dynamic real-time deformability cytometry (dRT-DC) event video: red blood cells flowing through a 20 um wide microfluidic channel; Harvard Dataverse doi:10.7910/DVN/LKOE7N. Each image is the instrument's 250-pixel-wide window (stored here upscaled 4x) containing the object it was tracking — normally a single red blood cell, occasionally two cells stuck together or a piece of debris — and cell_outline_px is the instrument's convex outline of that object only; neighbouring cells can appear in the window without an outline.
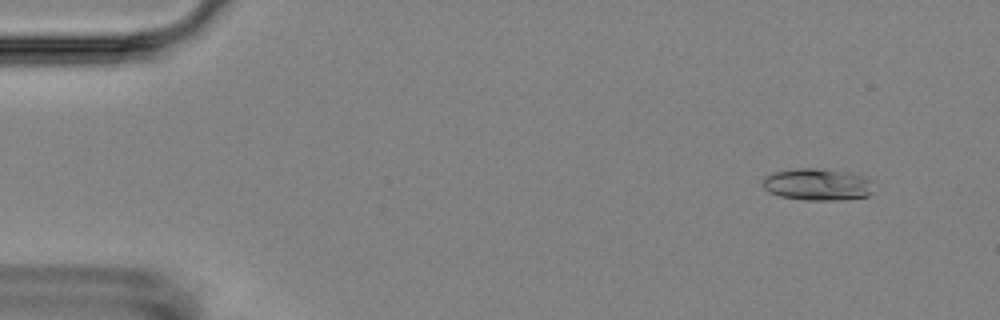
{"species": "Egyptian fruit bat (a non-hibernating species)", "species_latin": "Rousettus aegyptiacus", "temperature_condition": "room temperature", "stored_images_in_passage": 6, "camera_frame_rate_fps": 3000, "um_per_image_px": 0.085, "animal": {"sex": "female"}, "frame": {"image": 1, "passage_image": 1, "time_ms": 0.0, "image_size_px": [1000, 320], "cell_outline_px": [[872, 192], [868, 196], [840, 200], [808, 200], [780, 196], [768, 192], [764, 188], [764, 176], [772, 172], [796, 168], [816, 168], [852, 172], [872, 180]], "centroid_in_image_um": [69.49, 15.67], "position_along_channel_um": 15.5, "area_um2": 20.81}}
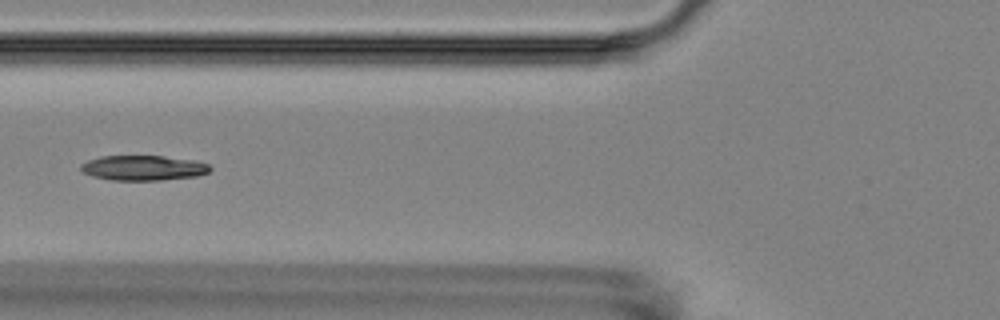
{"frame": {"image": 2, "passage_image": 6, "time_ms": 5.667, "image_size_px": [1000, 320], "cell_outline_px": [[212, 168], [208, 172], [196, 176], [160, 180], [112, 180], [92, 176], [80, 172], [80, 164], [88, 160], [100, 156], [164, 156], [196, 160], [208, 164]], "centroid_in_image_um": [12.15, 14.26], "position_along_channel_um": 113.6, "area_um2": 18.96}}